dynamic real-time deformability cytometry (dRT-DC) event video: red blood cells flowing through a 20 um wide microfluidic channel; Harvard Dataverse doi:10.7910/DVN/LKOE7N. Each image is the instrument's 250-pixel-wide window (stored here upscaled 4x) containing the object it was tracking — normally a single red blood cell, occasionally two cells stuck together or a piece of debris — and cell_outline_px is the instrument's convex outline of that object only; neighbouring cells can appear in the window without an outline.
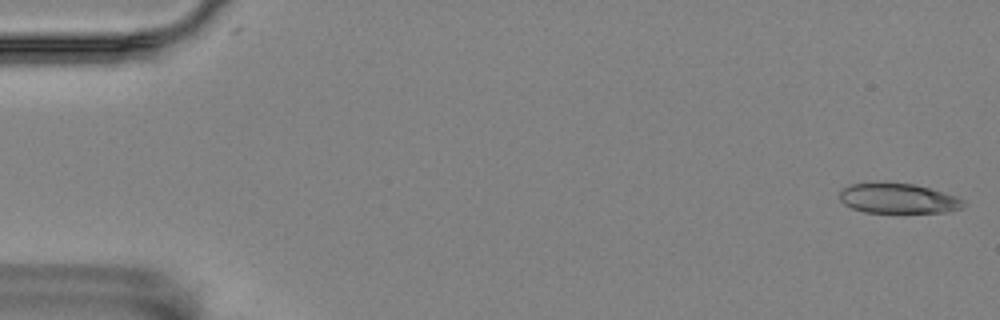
{"species": "Egyptian fruit bat (a non-hibernating species)", "species_latin": "Rousettus aegyptiacus", "temperature_condition": "room temperature", "stored_images_in_passage": 8, "camera_frame_rate_fps": 3000, "um_per_image_px": 0.085, "animal": {"sex": "female"}, "frame": {"image": 1, "passage_image": 1, "time_ms": 0.0, "image_size_px": [1000, 320], "cell_outline_px": [[964, 204], [960, 208], [944, 212], [864, 212], [852, 208], [844, 204], [840, 200], [840, 192], [844, 188], [852, 184], [884, 180], [916, 184], [956, 196], [964, 200]], "centroid_in_image_um": [76.3, 16.83], "position_along_channel_um": 8.7, "area_um2": 21.96}}